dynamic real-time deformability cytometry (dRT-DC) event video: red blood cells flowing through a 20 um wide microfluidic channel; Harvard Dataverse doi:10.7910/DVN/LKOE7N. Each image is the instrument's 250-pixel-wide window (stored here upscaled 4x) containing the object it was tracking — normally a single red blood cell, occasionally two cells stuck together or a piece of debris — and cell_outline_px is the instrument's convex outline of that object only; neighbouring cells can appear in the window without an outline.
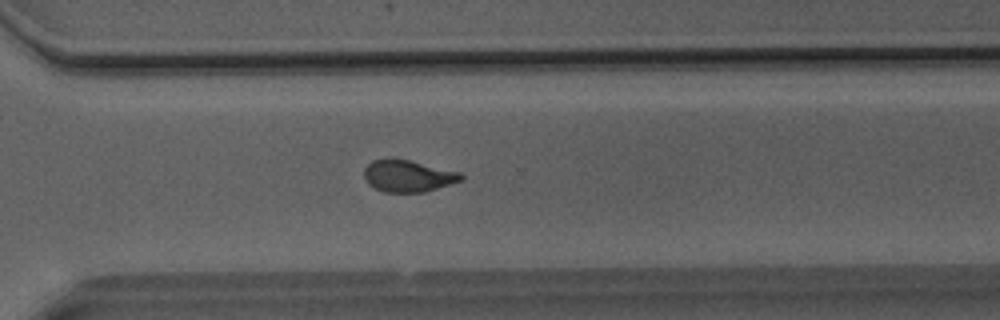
{"species": "Egyptian fruit bat (a non-hibernating species)", "species_latin": "Rousettus aegyptiacus", "temperature_condition": "room temperature", "stored_images_in_passage": 46, "camera_frame_rate_fps": 3000, "um_per_image_px": 0.085, "animal": {"sex": "male"}, "frame": {"image": 1, "passage_image": 32, "time_ms": 10.333, "image_size_px": [1000, 320], "cell_outline_px": [[464, 180], [424, 192], [384, 192], [368, 184], [364, 180], [364, 168], [372, 160], [388, 156], [412, 160], [460, 172], [464, 176]], "centroid_in_image_um": [34.66, 14.92], "position_along_channel_um": 335.9, "area_um2": 18.5}}
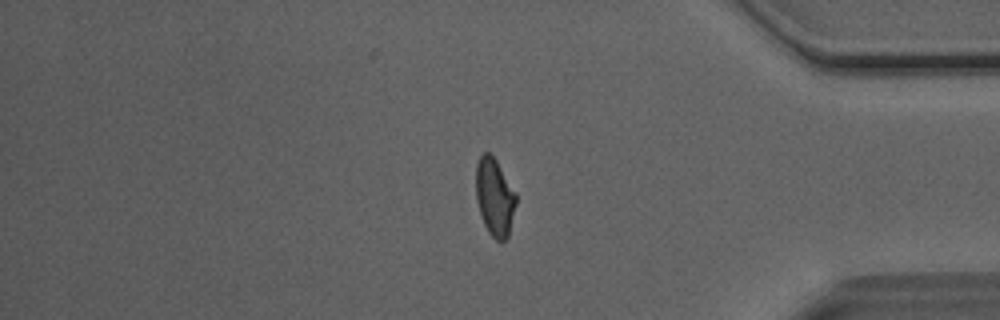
{"frame": {"image": 2, "passage_image": 38, "time_ms": 12.333, "image_size_px": [1000, 320], "cell_outline_px": [[516, 204], [508, 236], [504, 240], [496, 240], [488, 232], [484, 224], [476, 200], [476, 164], [480, 156], [484, 152], [488, 152], [496, 160], [516, 192]], "centroid_in_image_um": [42.04, 16.74], "position_along_channel_um": 393.2, "area_um2": 18.03}}
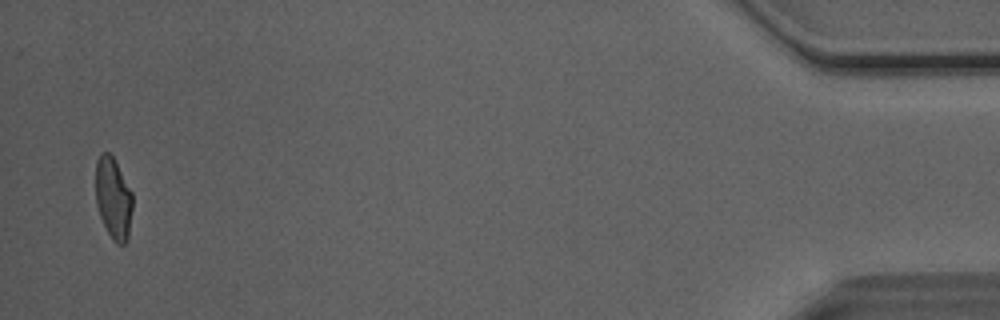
{"frame": {"image": 3, "passage_image": 45, "time_ms": 14.667, "image_size_px": [1000, 320], "cell_outline_px": [[132, 208], [128, 240], [124, 244], [116, 244], [112, 240], [100, 216], [96, 204], [96, 160], [100, 152], [108, 152], [112, 156], [132, 192]], "centroid_in_image_um": [9.63, 16.87], "position_along_channel_um": 425.6, "area_um2": 17.51}, "authors_computed_cell_mechanics": {"area_um2": 18.6405, "velocity_mm_per_s": 4.0855, "shape_relaxation_time_tau1_ms": 11.0176, "shape_relaxation_time_tau2_ms": 1.2202, "deformation_change_tau1": 0.25, "deformation_change_tau2": 0.0758}}